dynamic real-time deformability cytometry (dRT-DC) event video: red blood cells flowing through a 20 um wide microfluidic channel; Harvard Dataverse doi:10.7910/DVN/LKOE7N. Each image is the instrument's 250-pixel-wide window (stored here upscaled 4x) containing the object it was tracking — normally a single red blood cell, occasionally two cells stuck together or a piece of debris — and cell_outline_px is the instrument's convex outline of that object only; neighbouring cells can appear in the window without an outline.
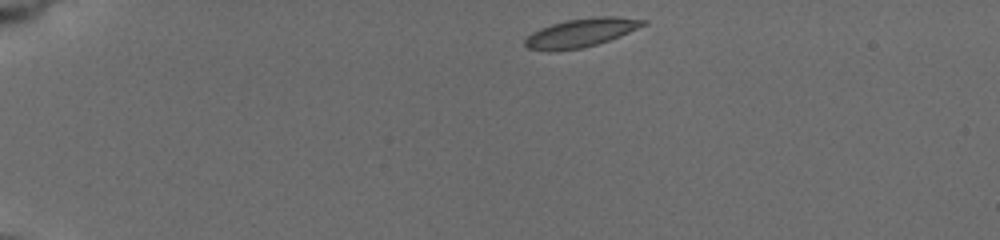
{"species": "common noctule bat (a hibernating species)", "species_latin": "Nyctalus noctula", "temperature_condition": "cold", "stored_images_in_passage": 18, "camera_frame_rate_fps": 3000, "um_per_image_px": 0.085, "animal": {"sex": "female", "body_mass_g": 19.5, "forearm_length_mm": 54.1}, "frame": {"image": 1, "passage_image": 1, "time_ms": 0.0, "image_size_px": [1000, 240], "cell_outline_px": [[648, 24], [620, 36], [584, 48], [556, 52], [548, 52], [528, 48], [524, 44], [524, 40], [532, 32], [540, 28], [552, 24], [568, 20], [596, 16], [616, 16], [648, 20]], "centroid_in_image_um": [49.39, 2.79], "position_along_channel_um": 35.6, "area_um2": 19.94}}